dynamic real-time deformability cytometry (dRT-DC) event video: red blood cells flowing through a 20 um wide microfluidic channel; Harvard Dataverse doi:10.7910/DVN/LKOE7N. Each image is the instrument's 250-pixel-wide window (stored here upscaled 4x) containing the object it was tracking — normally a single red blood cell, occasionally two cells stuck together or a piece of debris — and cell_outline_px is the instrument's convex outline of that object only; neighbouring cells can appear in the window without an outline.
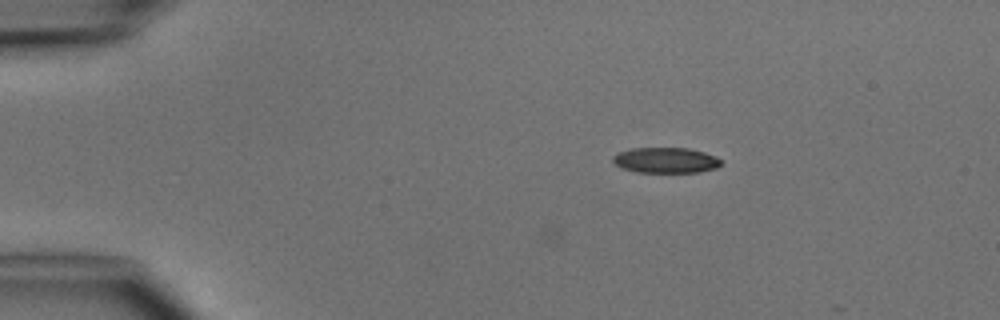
{"species": "common noctule bat (a hibernating species)", "species_latin": "Nyctalus noctula", "temperature_condition": "cold", "stored_images_in_passage": 4, "camera_frame_rate_fps": 3000, "um_per_image_px": 0.085, "animal": {"sex": "male", "body_mass_g": 15.6}, "frame": {"image": 1, "passage_image": 3, "time_ms": 3.0, "image_size_px": [1000, 320], "cell_outline_px": [[720, 164], [716, 168], [700, 172], [636, 172], [620, 168], [612, 160], [612, 156], [616, 152], [632, 148], [688, 148], [704, 152], [716, 156], [720, 160]], "centroid_in_image_um": [56.54, 13.62], "position_along_channel_um": 28.5, "area_um2": 16.18}}